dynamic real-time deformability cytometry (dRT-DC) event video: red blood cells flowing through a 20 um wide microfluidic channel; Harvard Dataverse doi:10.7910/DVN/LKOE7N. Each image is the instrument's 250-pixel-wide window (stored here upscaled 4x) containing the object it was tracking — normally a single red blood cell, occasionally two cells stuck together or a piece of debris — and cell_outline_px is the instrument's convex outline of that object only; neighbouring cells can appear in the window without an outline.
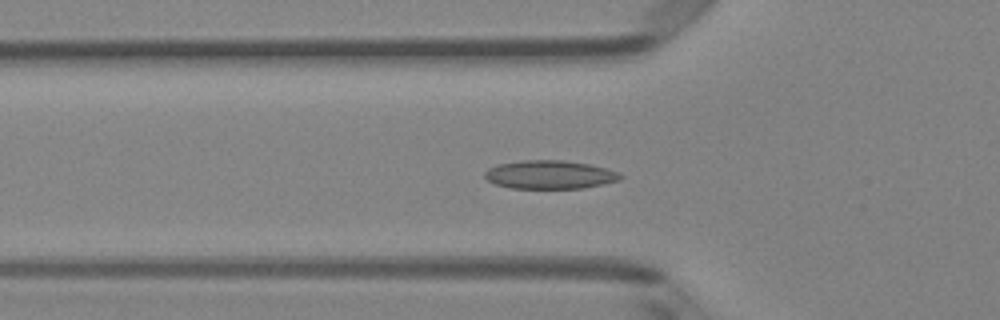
{"species": "Egyptian fruit bat (a non-hibernating species)", "species_latin": "Rousettus aegyptiacus", "temperature_condition": "room temperature", "stored_images_in_passage": 50, "camera_frame_rate_fps": 3000, "um_per_image_px": 0.085, "animal": {"sex": "female"}, "frame": {"image": 1, "passage_image": 17, "time_ms": 5.333, "image_size_px": [1000, 320], "cell_outline_px": [[624, 176], [620, 180], [584, 188], [512, 188], [496, 184], [488, 180], [484, 176], [484, 172], [488, 168], [496, 164], [524, 160], [564, 160], [588, 164], [620, 172]], "centroid_in_image_um": [46.73, 14.84], "position_along_channel_um": 79.1, "area_um2": 22.48}}
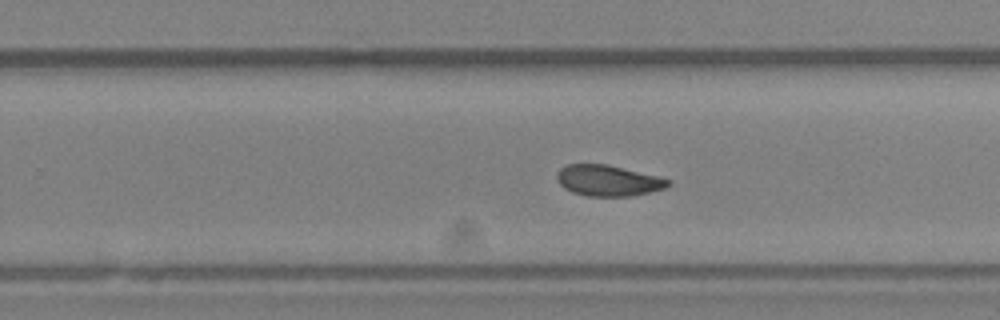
{"frame": {"image": 2, "passage_image": 32, "time_ms": 10.333, "image_size_px": [1000, 320], "cell_outline_px": [[672, 184], [664, 188], [632, 196], [584, 196], [572, 192], [564, 188], [556, 180], [556, 172], [560, 168], [568, 164], [608, 164], [672, 180]], "centroid_in_image_um": [51.65, 15.35], "position_along_channel_um": 278.1, "area_um2": 20.11}}
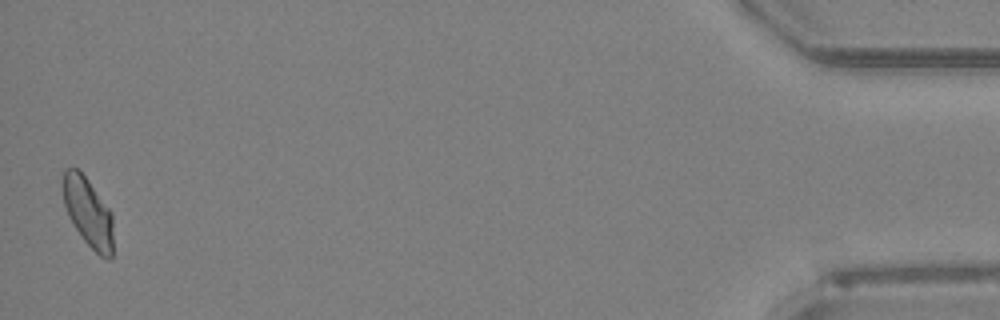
{"frame": {"image": 3, "passage_image": 50, "time_ms": 16.333, "image_size_px": [1000, 320], "cell_outline_px": [[112, 256], [108, 260], [100, 256], [84, 240], [68, 216], [64, 204], [60, 184], [60, 180], [64, 168], [76, 168], [88, 180], [112, 212]], "centroid_in_image_um": [7.45, 17.99], "position_along_channel_um": 427.8, "area_um2": 20.4}, "authors_computed_cell_mechanics": {"area_um2": 20.7502, "velocity_mm_per_s": 3.9879, "shape_relaxation_time_tau1_ms": null, "shape_relaxation_time_tau2_ms": 6.3427, "deformation_change_tau1": null, "deformation_change_tau2": 0.097}}